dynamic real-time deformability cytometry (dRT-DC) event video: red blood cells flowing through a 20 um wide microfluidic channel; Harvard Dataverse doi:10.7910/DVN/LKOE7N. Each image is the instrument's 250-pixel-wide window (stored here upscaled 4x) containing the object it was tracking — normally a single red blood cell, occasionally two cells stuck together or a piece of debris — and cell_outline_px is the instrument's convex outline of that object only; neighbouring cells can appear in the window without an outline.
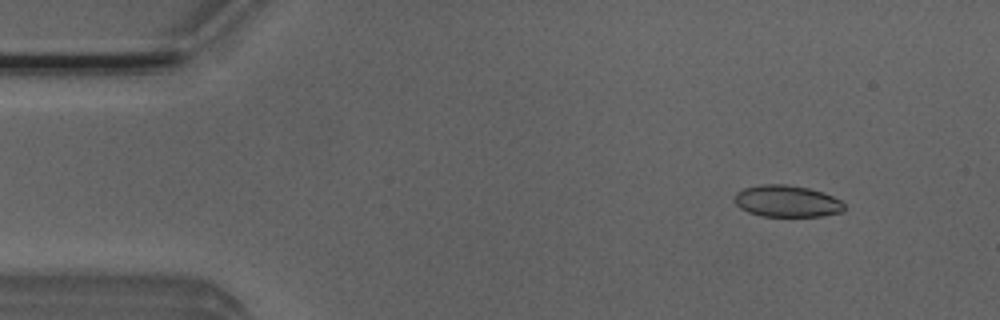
{"species": "Egyptian fruit bat (a non-hibernating species)", "species_latin": "Rousettus aegyptiacus", "temperature_condition": "room temperature", "stored_images_in_passage": 53, "segment_of_instrument_passage": [1, 2], "camera_frame_rate_fps": 3000, "um_per_image_px": 0.085, "animal": {"sex": "male"}, "frame": {"image": 1, "passage_image": 6, "time_ms": 1.667, "image_size_px": [1000, 320], "cell_outline_px": [[844, 212], [820, 216], [760, 216], [748, 212], [740, 208], [736, 204], [736, 192], [744, 188], [760, 184], [784, 184], [808, 188], [832, 196], [840, 200], [844, 204]], "centroid_in_image_um": [66.88, 17.1], "position_along_channel_um": 18.1, "area_um2": 20.17}}
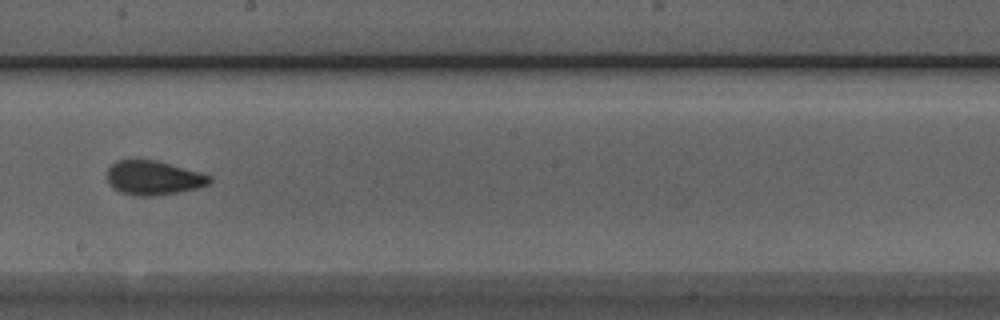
{"frame": {"image": 2, "passage_image": 29, "time_ms": 9.333, "image_size_px": [1000, 320], "cell_outline_px": [[212, 180], [208, 184], [200, 188], [152, 196], [136, 196], [120, 192], [112, 188], [108, 180], [108, 168], [116, 160], [156, 160], [204, 172], [212, 176]], "centroid_in_image_um": [13.09, 15.11], "position_along_channel_um": 235.1, "area_um2": 20.63}}
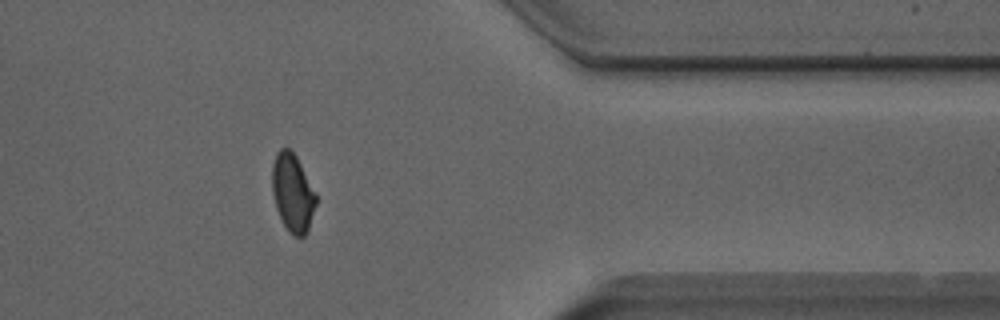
{"frame": {"image": 3, "passage_image": 42, "time_ms": 13.667, "image_size_px": [1000, 320], "cell_outline_px": [[316, 204], [308, 232], [304, 236], [296, 236], [288, 232], [276, 208], [272, 192], [272, 164], [276, 152], [280, 148], [288, 148], [296, 156], [316, 192]], "centroid_in_image_um": [24.87, 16.38], "position_along_channel_um": 386.5, "area_um2": 20.0}}